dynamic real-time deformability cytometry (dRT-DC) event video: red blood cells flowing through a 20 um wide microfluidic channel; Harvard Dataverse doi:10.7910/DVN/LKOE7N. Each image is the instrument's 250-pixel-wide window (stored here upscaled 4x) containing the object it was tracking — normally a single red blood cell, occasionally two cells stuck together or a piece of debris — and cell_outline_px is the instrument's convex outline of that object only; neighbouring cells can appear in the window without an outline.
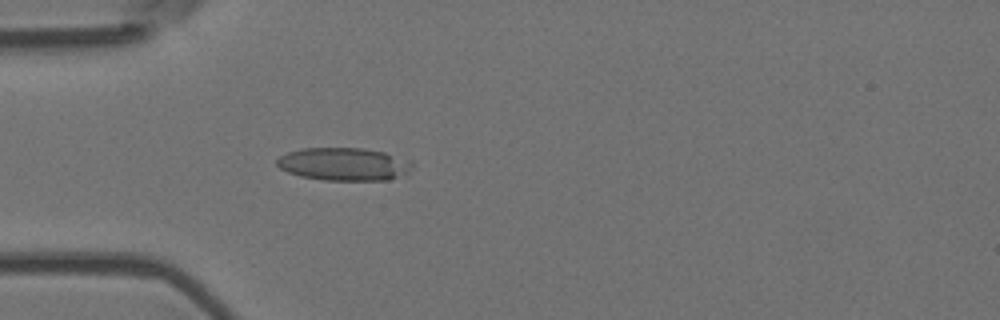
{"species": "Egyptian fruit bat (a non-hibernating species)", "species_latin": "Rousettus aegyptiacus", "temperature_condition": "room temperature", "stored_images_in_passage": 5, "camera_frame_rate_fps": 3000, "um_per_image_px": 0.085, "animal": {"sex": "female"}, "frame": {"image": 1, "passage_image": 4, "time_ms": 1.0, "image_size_px": [1000, 320], "cell_outline_px": [[412, 168], [408, 172], [388, 180], [324, 180], [300, 176], [288, 172], [280, 168], [276, 164], [276, 160], [280, 156], [288, 152], [300, 148], [364, 148], [384, 152], [412, 164]], "centroid_in_image_um": [29.15, 13.95], "position_along_channel_um": 55.9, "area_um2": 25.61}}